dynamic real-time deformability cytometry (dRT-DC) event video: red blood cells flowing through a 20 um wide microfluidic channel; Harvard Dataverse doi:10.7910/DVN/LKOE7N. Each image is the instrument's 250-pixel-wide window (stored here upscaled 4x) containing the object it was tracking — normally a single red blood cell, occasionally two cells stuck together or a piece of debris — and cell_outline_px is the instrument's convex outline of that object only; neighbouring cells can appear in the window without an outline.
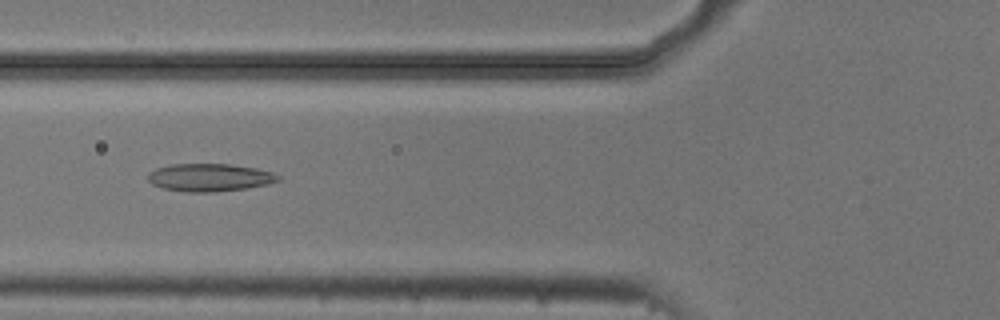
{"species": "common noctule bat (a hibernating species)", "species_latin": "Nyctalus noctula", "temperature_condition": "cold", "stored_images_in_passage": 9, "camera_frame_rate_fps": 3000, "um_per_image_px": 0.085, "animal": {"sex": "male", "body_mass_g": 20.5, "forearm_length_mm": 52.5}, "frame": {"image": 1, "passage_image": 4, "time_ms": 1.0, "image_size_px": [1000, 320], "cell_outline_px": [[280, 180], [268, 184], [248, 188], [212, 192], [188, 192], [164, 188], [152, 184], [148, 180], [148, 172], [156, 168], [172, 164], [232, 164], [256, 168], [272, 172], [280, 176]], "centroid_in_image_um": [17.83, 15.08], "position_along_channel_um": 108.0, "area_um2": 21.1}}
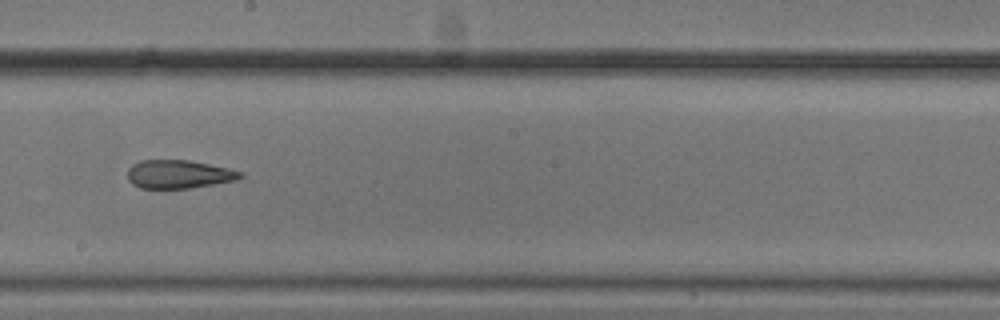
{"frame": {"image": 2, "passage_image": 7, "time_ms": 2.0, "image_size_px": [1000, 320], "cell_outline_px": [[244, 176], [236, 180], [188, 188], [140, 188], [132, 184], [128, 180], [128, 168], [132, 164], [140, 160], [188, 160], [228, 168], [244, 172]], "centroid_in_image_um": [15.18, 14.8], "position_along_channel_um": 233.0, "area_um2": 18.61}}
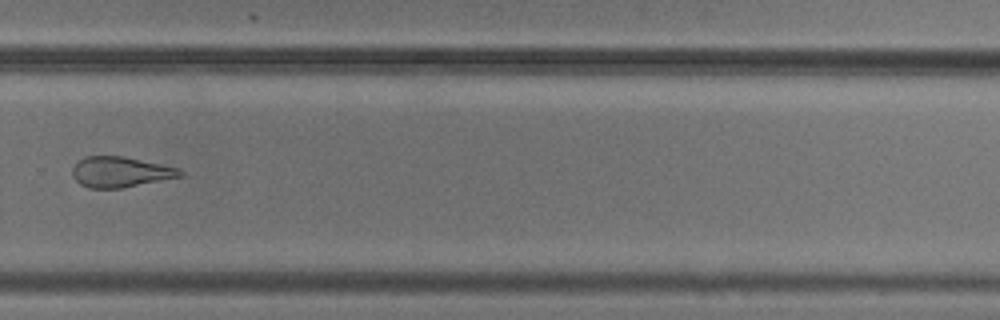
{"frame": {"image": 3, "passage_image": 9, "time_ms": 2.667, "image_size_px": [1000, 320], "cell_outline_px": [[184, 176], [120, 188], [88, 188], [80, 184], [72, 176], [72, 168], [84, 156], [124, 156], [180, 168], [184, 172]], "centroid_in_image_um": [10.25, 14.61], "position_along_channel_um": 319.6, "area_um2": 19.19}}